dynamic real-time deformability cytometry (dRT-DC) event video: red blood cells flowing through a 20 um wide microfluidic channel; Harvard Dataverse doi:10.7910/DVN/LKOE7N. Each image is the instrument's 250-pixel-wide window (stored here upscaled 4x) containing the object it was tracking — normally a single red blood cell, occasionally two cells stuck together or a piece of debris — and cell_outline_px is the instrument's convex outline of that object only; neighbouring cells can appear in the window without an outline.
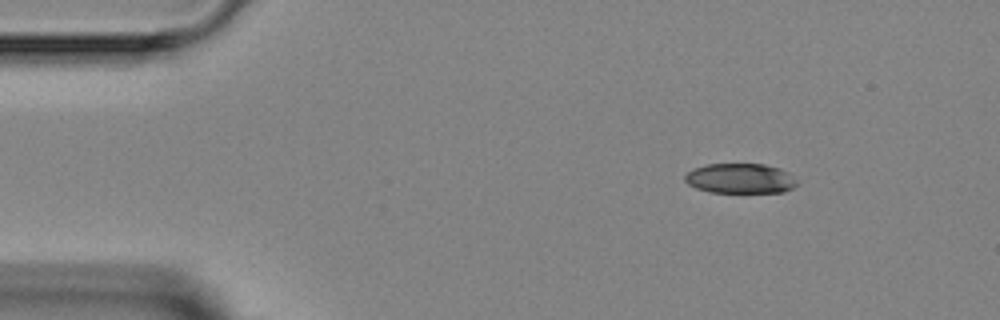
{"species": "Egyptian fruit bat (a non-hibernating species)", "species_latin": "Rousettus aegyptiacus", "temperature_condition": "room temperature", "stored_images_in_passage": 3, "camera_frame_rate_fps": 3000, "um_per_image_px": 0.085, "animal": {"sex": "female"}, "frame": {"image": 1, "passage_image": 1, "time_ms": 0.0, "image_size_px": [1000, 320], "cell_outline_px": [[800, 184], [784, 192], [712, 192], [696, 188], [688, 184], [684, 180], [684, 176], [692, 168], [708, 164], [764, 164], [780, 168], [788, 172]], "centroid_in_image_um": [62.93, 15.16], "position_along_channel_um": 22.1, "area_um2": 19.65}}
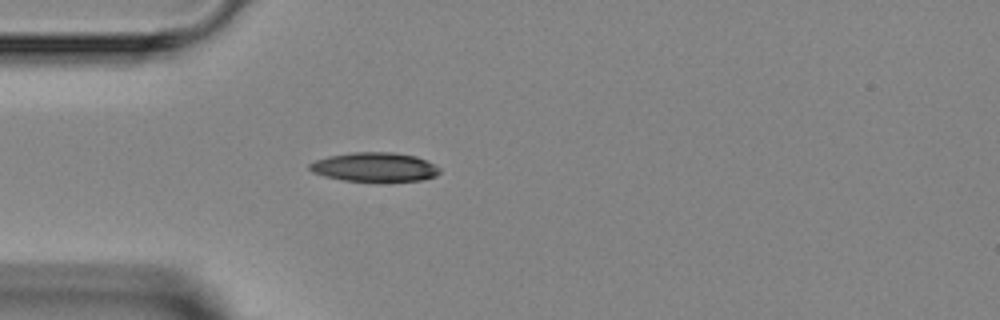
{"frame": {"image": 2, "passage_image": 3, "time_ms": 2.333, "image_size_px": [1000, 320], "cell_outline_px": [[440, 172], [436, 176], [420, 180], [344, 180], [324, 176], [312, 172], [308, 168], [308, 164], [316, 160], [328, 156], [352, 152], [392, 152], [416, 156], [440, 168]], "centroid_in_image_um": [31.8, 14.18], "position_along_channel_um": 53.2, "area_um2": 21.68}}